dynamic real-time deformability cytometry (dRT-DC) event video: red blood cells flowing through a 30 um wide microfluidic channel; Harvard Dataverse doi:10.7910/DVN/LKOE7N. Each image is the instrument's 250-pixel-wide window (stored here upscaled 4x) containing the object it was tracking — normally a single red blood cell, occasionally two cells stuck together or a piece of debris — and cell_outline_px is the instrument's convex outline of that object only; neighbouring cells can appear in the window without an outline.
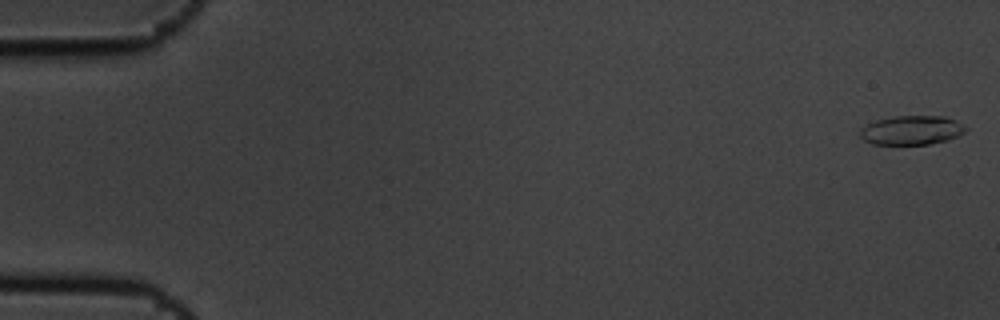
{"species": "common noctule bat (a hibernating species)", "species_latin": "Nyctalus noctula", "temperature_condition": "cold", "stored_images_in_passage": 6, "camera_frame_rate_fps": 3000, "um_per_image_px": 0.085, "animal": {"sex": "male", "body_mass_g": 19.5, "forearm_length_mm": 54.6}, "frame": {"image": 1, "passage_image": 1, "time_ms": 0.0, "image_size_px": [1000, 320], "cell_outline_px": [[968, 128], [964, 132], [948, 140], [928, 144], [872, 144], [864, 140], [860, 136], [860, 128], [876, 120], [892, 116], [944, 116]], "centroid_in_image_um": [77.45, 11.07], "position_along_channel_um": 7.6, "area_um2": 17.74}}
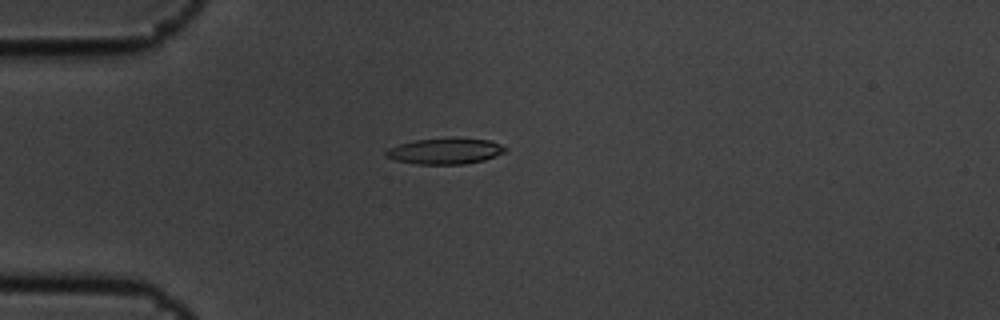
{"frame": {"image": 2, "passage_image": 5, "time_ms": 1.333, "image_size_px": [1000, 320], "cell_outline_px": [[508, 152], [484, 160], [464, 164], [416, 164], [396, 160], [384, 156], [384, 152], [388, 148], [400, 144], [416, 140], [452, 136], [488, 140], [500, 144], [508, 148]], "centroid_in_image_um": [37.87, 12.82], "position_along_channel_um": 47.1, "area_um2": 18.5}}
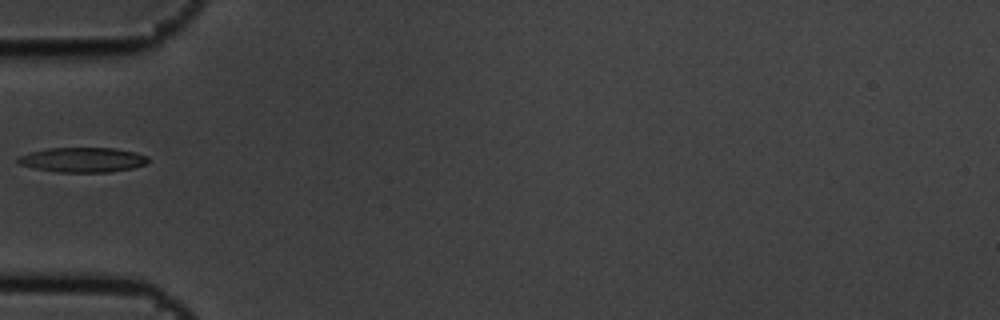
{"frame": {"image": 3, "passage_image": 6, "time_ms": 1.667, "image_size_px": [1000, 320], "cell_outline_px": [[148, 164], [132, 168], [108, 172], [56, 172], [36, 168], [20, 164], [16, 160], [20, 156], [28, 152], [48, 148], [112, 148], [136, 152], [148, 156]], "centroid_in_image_um": [7.05, 13.58], "position_along_channel_um": 78.0, "area_um2": 18.79}}